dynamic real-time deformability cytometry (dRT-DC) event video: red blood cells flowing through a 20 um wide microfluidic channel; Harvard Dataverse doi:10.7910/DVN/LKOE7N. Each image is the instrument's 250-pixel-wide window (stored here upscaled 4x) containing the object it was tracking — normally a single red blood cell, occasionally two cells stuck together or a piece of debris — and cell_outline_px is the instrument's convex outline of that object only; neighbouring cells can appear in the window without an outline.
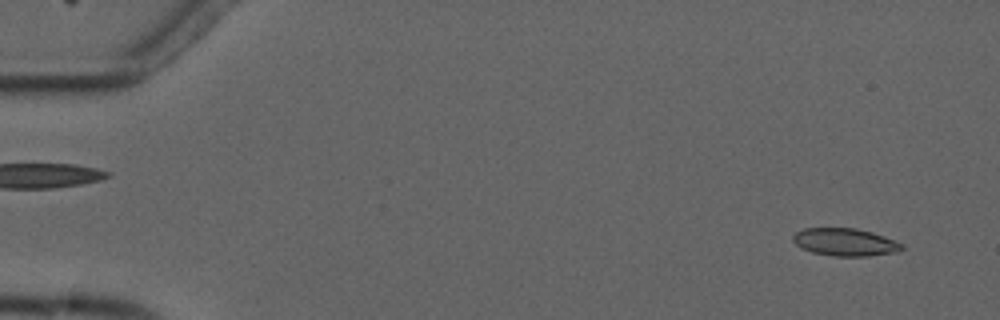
{"species": "common noctule bat (a hibernating species)", "species_latin": "Nyctalus noctula", "temperature_condition": "cold", "stored_images_in_passage": 3, "camera_frame_rate_fps": 3000, "um_per_image_px": 0.085, "animal": {"sex": "male", "forearm_length_mm": 52.5}, "frame": {"image": 1, "passage_image": 3, "time_ms": 2.333, "image_size_px": [1000, 320], "cell_outline_px": [[904, 248], [900, 252], [868, 256], [832, 256], [812, 252], [800, 248], [792, 240], [792, 236], [796, 232], [804, 228], [856, 228], [872, 232], [884, 236], [904, 244]], "centroid_in_image_um": [71.85, 20.58], "position_along_channel_um": 13.2, "area_um2": 17.74}}